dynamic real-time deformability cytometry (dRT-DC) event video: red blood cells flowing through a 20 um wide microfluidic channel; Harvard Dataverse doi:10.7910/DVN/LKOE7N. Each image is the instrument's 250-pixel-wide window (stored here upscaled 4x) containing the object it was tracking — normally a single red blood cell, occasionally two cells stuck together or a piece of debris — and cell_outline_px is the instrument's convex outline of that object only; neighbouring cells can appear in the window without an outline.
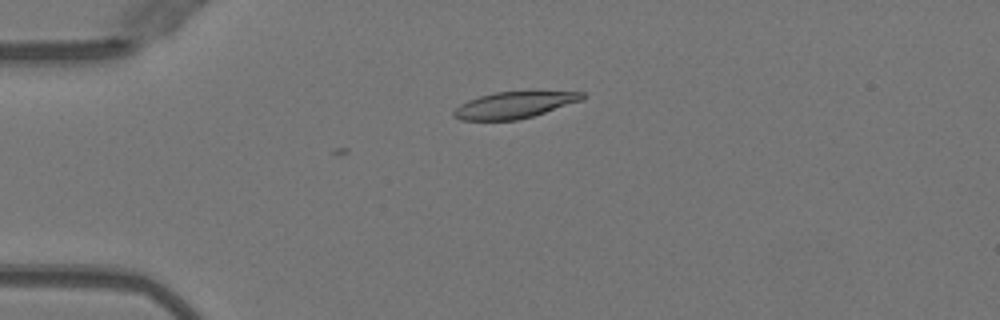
{"species": "Egyptian fruit bat (a non-hibernating species)", "species_latin": "Rousettus aegyptiacus", "temperature_condition": "warm", "stored_images_in_passage": 2, "camera_frame_rate_fps": 3000, "um_per_image_px": 0.085, "animal": {"sex": "female"}, "frame": {"image": 1, "passage_image": 2, "time_ms": 0.333, "image_size_px": [1000, 320], "cell_outline_px": [[588, 96], [584, 100], [532, 116], [516, 120], [460, 120], [452, 116], [452, 112], [460, 104], [468, 100], [480, 96], [496, 92], [584, 92]], "centroid_in_image_um": [43.71, 8.93], "position_along_channel_um": 41.3, "area_um2": 19.71}}